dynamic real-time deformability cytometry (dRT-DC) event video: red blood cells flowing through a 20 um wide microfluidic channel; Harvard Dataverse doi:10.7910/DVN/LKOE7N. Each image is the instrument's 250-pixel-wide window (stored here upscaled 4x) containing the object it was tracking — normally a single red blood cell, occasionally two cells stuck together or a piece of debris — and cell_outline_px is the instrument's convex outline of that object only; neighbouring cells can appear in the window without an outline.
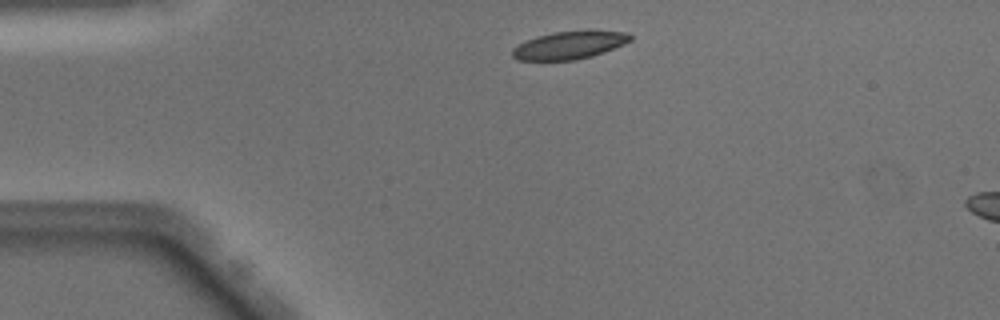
{"species": "Egyptian fruit bat (a non-hibernating species)", "species_latin": "Rousettus aegyptiacus", "temperature_condition": "warm", "stored_images_in_passage": 8, "camera_frame_rate_fps": 3000, "um_per_image_px": 0.085, "animal": {"sex": "male"}, "frame": {"image": 1, "passage_image": 3, "time_ms": 0.667, "image_size_px": [1000, 320], "cell_outline_px": [[632, 40], [624, 44], [604, 52], [592, 56], [576, 60], [516, 60], [512, 56], [512, 48], [524, 40], [536, 36], [556, 32], [592, 28], [628, 32], [632, 36]], "centroid_in_image_um": [48.44, 3.8], "position_along_channel_um": 36.6, "area_um2": 19.83}}